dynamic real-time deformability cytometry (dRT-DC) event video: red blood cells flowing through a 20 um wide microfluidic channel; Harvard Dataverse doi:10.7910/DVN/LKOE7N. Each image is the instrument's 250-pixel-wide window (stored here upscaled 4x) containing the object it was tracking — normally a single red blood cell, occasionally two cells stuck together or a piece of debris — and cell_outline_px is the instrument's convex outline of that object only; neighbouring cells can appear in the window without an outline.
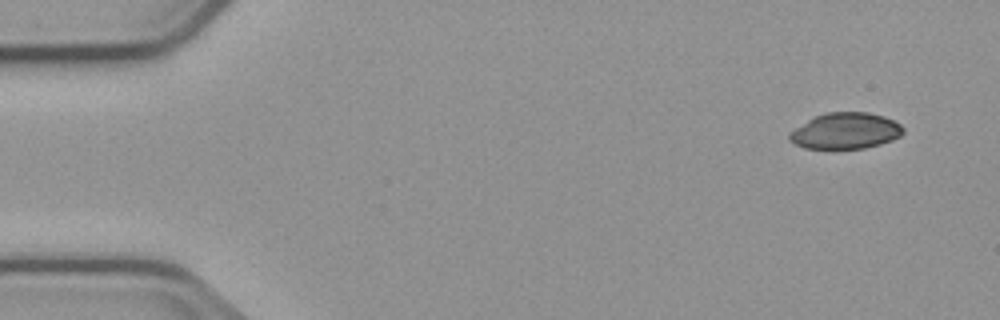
{"species": "common noctule bat (a hibernating species)", "species_latin": "Nyctalus noctula", "temperature_condition": "cold", "stored_images_in_passage": 5, "camera_frame_rate_fps": 3000, "um_per_image_px": 0.085, "animal": {"sex": "male", "body_mass_g": 23.1, "forearm_length_mm": 52.7}, "frame": {"image": 1, "passage_image": 1, "time_ms": 0.0, "image_size_px": [1000, 320], "cell_outline_px": [[904, 132], [900, 136], [892, 140], [880, 144], [864, 148], [804, 148], [788, 140], [788, 132], [808, 120], [824, 112], [868, 112], [884, 116], [900, 124], [904, 128]], "centroid_in_image_um": [71.86, 11.12], "position_along_channel_um": 13.1, "area_um2": 23.93}}
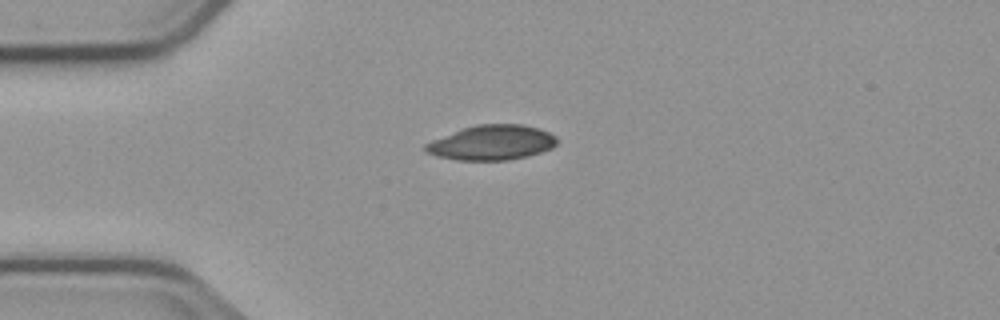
{"frame": {"image": 2, "passage_image": 3, "time_ms": 3.333, "image_size_px": [1000, 320], "cell_outline_px": [[560, 140], [552, 148], [528, 156], [508, 160], [456, 160], [436, 156], [424, 152], [424, 144], [432, 140], [464, 128], [476, 124], [524, 124], [540, 128], [556, 136]], "centroid_in_image_um": [41.82, 12.12], "position_along_channel_um": 43.2, "area_um2": 26.88}}
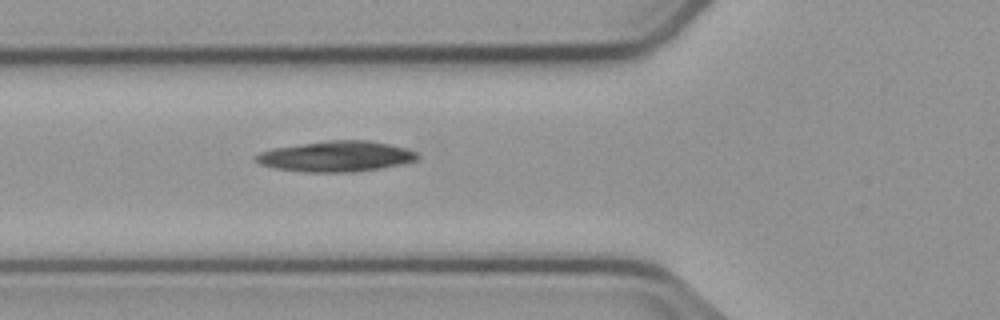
{"frame": {"image": 3, "passage_image": 5, "time_ms": 5.333, "image_size_px": [1000, 320], "cell_outline_px": [[420, 156], [416, 160], [400, 164], [380, 168], [352, 172], [304, 172], [272, 168], [260, 164], [252, 156], [260, 152], [272, 148], [328, 140], [368, 140], [388, 144], [404, 148], [416, 152]], "centroid_in_image_um": [28.51, 13.29], "position_along_channel_um": 97.3, "area_um2": 28.78}}